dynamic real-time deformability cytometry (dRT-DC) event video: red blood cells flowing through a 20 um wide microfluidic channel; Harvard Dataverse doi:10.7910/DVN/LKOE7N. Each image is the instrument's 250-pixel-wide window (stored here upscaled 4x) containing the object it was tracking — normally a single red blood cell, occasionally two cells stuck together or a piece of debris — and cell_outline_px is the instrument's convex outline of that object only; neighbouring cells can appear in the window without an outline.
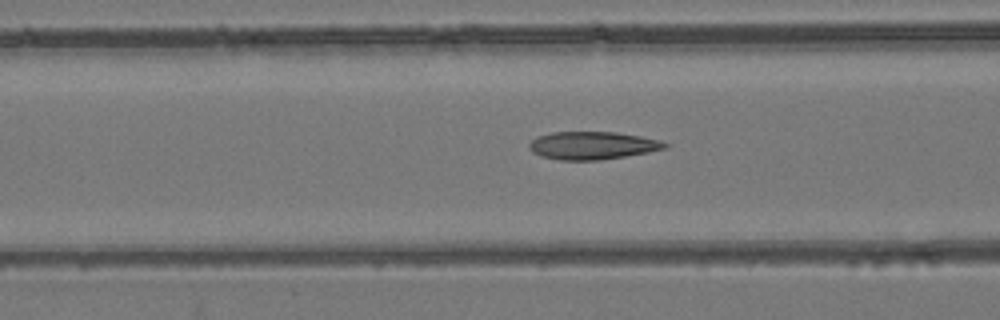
{"species": "common noctule bat (a hibernating species)", "species_latin": "Nyctalus noctula", "temperature_condition": "room temperature", "stored_images_in_passage": 53, "camera_frame_rate_fps": 3000, "um_per_image_px": 0.085, "animal": {"sex": "female", "body_mass_g": 24.6, "forearm_length_mm": 56.2}, "frame": {"image": 1, "passage_image": 21, "time_ms": 6.667, "image_size_px": [1000, 320], "cell_outline_px": [[668, 148], [648, 152], [600, 160], [560, 160], [540, 156], [532, 152], [528, 148], [528, 144], [536, 136], [552, 132], [616, 132], [640, 136], [660, 140], [668, 144]], "centroid_in_image_um": [50.33, 12.36], "position_along_channel_um": 116.3, "area_um2": 22.08}}
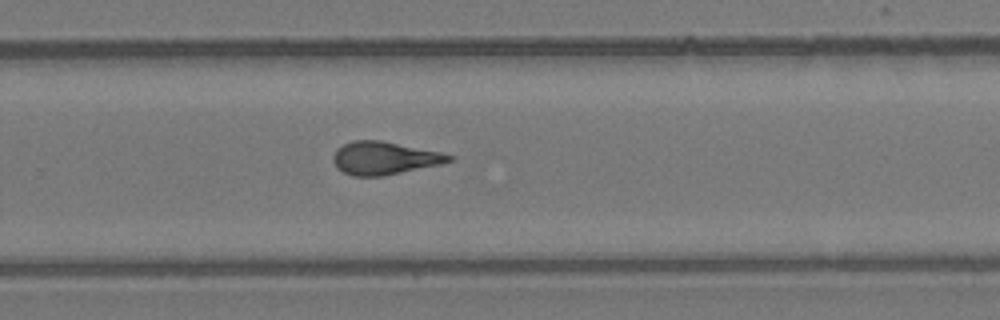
{"frame": {"image": 2, "passage_image": 35, "time_ms": 11.333, "image_size_px": [1000, 320], "cell_outline_px": [[456, 160], [440, 164], [384, 176], [352, 176], [336, 168], [332, 160], [332, 156], [336, 148], [352, 140], [380, 140], [440, 152], [456, 156]], "centroid_in_image_um": [32.66, 13.44], "position_along_channel_um": 297.1, "area_um2": 22.37}}
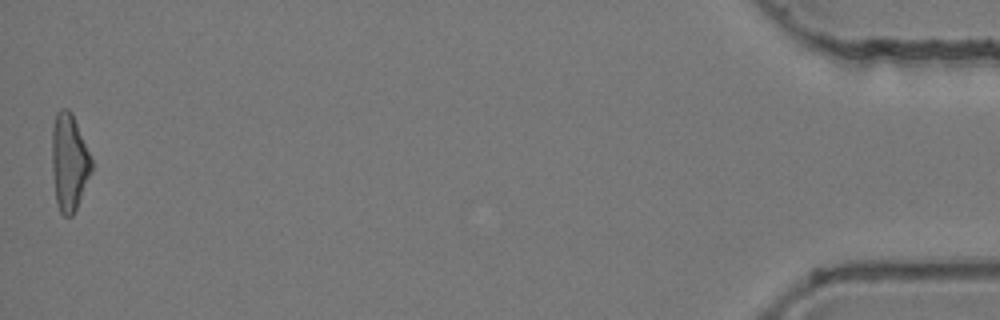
{"frame": {"image": 3, "passage_image": 53, "time_ms": 17.333, "image_size_px": [1000, 320], "cell_outline_px": [[92, 168], [76, 208], [72, 216], [64, 216], [60, 212], [56, 200], [52, 172], [52, 128], [56, 112], [60, 108], [68, 108], [72, 112], [92, 160]], "centroid_in_image_um": [5.85, 13.74], "position_along_channel_um": 429.3, "area_um2": 22.14}, "authors_computed_cell_mechanics": {"area_um2": 22.253, "velocity_mm_per_s": 3.8776, "shape_relaxation_time_tau1_ms": null, "shape_relaxation_time_tau2_ms": 2.0956, "deformation_change_tau1": null, "deformation_change_tau2": 0.1163}}